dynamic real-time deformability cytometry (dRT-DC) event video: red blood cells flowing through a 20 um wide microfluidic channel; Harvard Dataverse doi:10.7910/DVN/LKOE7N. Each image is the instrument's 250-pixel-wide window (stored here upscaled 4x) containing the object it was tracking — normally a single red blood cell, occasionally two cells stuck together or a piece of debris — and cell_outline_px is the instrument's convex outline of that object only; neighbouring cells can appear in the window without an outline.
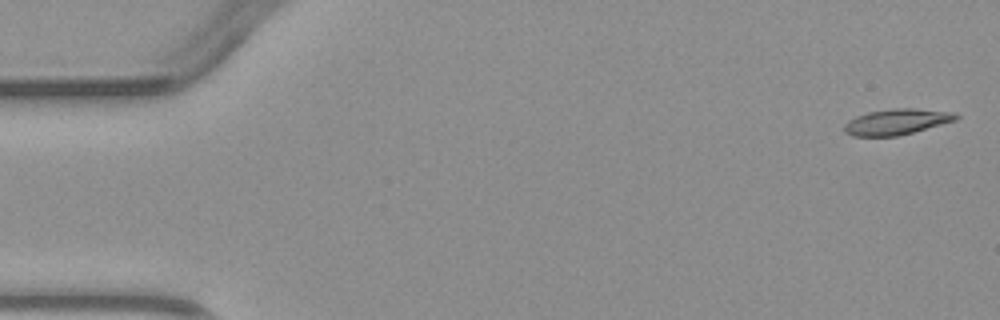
{"species": "common noctule bat (a hibernating species)", "species_latin": "Nyctalus noctula", "temperature_condition": "warm", "stored_images_in_passage": 4, "camera_frame_rate_fps": 3000, "um_per_image_px": 0.085, "animal": {"sex": "male", "body_mass_g": 23.1, "forearm_length_mm": 52.7}, "frame": {"image": 1, "passage_image": 1, "time_ms": 0.0, "image_size_px": [1000, 320], "cell_outline_px": [[960, 116], [956, 120], [912, 132], [896, 136], [852, 136], [844, 132], [844, 124], [848, 120], [856, 116], [868, 112], [892, 108], [916, 108], [956, 112]], "centroid_in_image_um": [76.21, 10.34], "position_along_channel_um": 8.8, "area_um2": 16.82}}
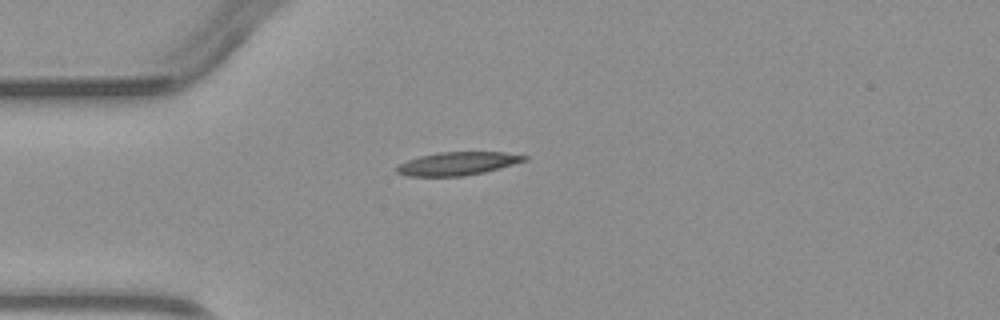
{"frame": {"image": 2, "passage_image": 4, "time_ms": 3.667, "image_size_px": [1000, 320], "cell_outline_px": [[528, 160], [484, 172], [464, 176], [408, 176], [396, 172], [396, 168], [400, 164], [408, 160], [420, 156], [440, 152], [504, 152], [528, 156]], "centroid_in_image_um": [38.91, 13.9], "position_along_channel_um": 46.1, "area_um2": 17.11}}